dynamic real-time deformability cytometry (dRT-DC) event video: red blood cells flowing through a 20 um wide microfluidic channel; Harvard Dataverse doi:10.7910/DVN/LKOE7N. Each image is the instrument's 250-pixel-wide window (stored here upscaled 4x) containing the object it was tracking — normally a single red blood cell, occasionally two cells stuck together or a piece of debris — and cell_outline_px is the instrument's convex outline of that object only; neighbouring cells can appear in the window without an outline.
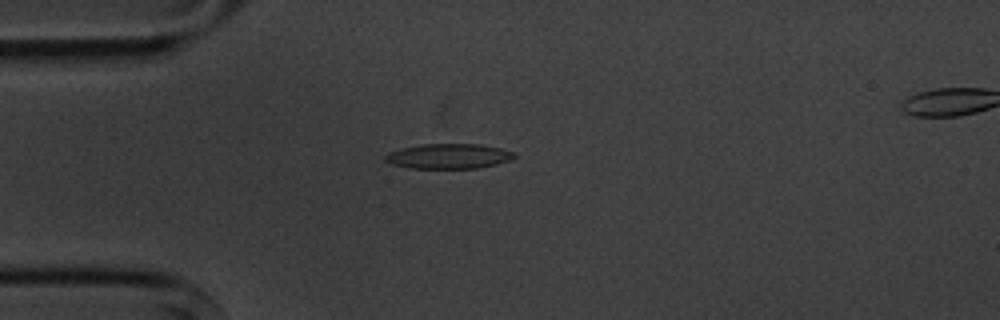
{"species": "common noctule bat (a hibernating species)", "species_latin": "Nyctalus noctula", "temperature_condition": "cold", "stored_images_in_passage": 2, "camera_frame_rate_fps": 3000, "um_per_image_px": 0.085, "animal": {"sex": "male", "body_mass_g": 20.1, "forearm_length_mm": 53.5}, "frame": {"image": 1, "passage_image": 1, "time_ms": 0.0, "image_size_px": [1000, 320], "cell_outline_px": [[516, 156], [508, 160], [496, 164], [476, 168], [408, 168], [392, 164], [384, 160], [384, 156], [388, 152], [400, 148], [420, 144], [480, 144], [500, 148], [516, 152]], "centroid_in_image_um": [38.1, 13.27], "position_along_channel_um": 46.9, "area_um2": 18.84}}